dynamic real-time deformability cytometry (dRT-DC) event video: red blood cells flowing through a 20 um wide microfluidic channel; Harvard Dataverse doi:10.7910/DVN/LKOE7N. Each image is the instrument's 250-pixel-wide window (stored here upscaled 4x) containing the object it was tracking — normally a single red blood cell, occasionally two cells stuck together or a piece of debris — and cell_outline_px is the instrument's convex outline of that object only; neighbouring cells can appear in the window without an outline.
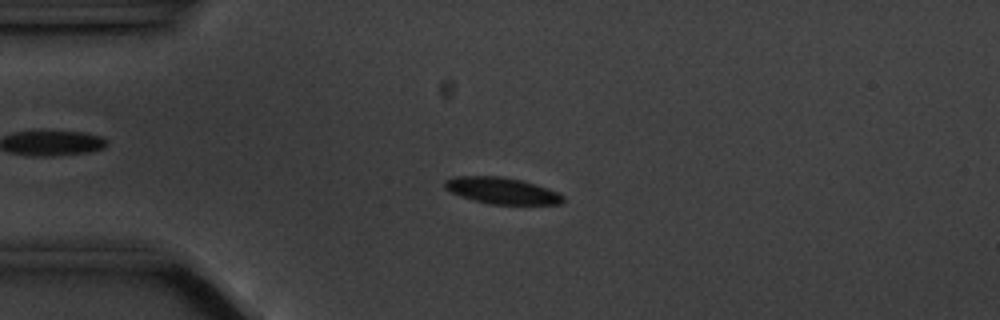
{"species": "common noctule bat (a hibernating species)", "species_latin": "Nyctalus noctula", "temperature_condition": "cold", "stored_images_in_passage": 56, "camera_frame_rate_fps": 3000, "um_per_image_px": 0.085, "animal": {"sex": "male", "body_mass_g": 20.1, "forearm_length_mm": 53.5}, "frame": {"image": 1, "passage_image": 13, "time_ms": 4.0, "image_size_px": [1000, 320], "cell_outline_px": [[564, 200], [560, 204], [488, 204], [460, 196], [444, 188], [444, 180], [452, 176], [500, 176], [520, 180], [556, 192], [564, 196]], "centroid_in_image_um": [42.58, 16.2], "position_along_channel_um": 42.4, "area_um2": 17.98}}
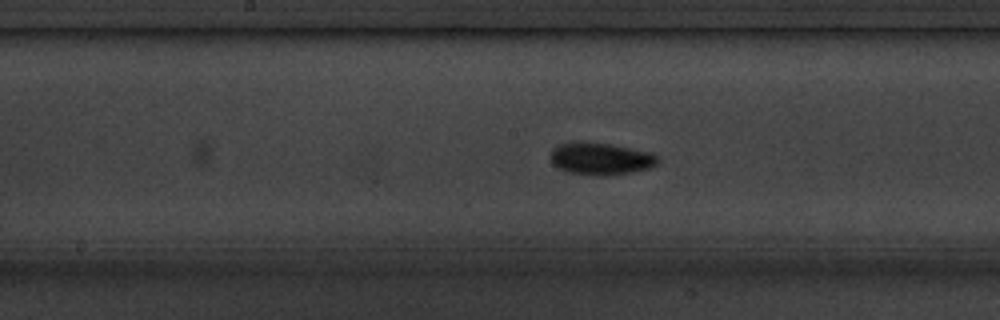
{"frame": {"image": 2, "passage_image": 28, "time_ms": 9.0, "image_size_px": [1000, 320], "cell_outline_px": [[660, 160], [656, 164], [648, 168], [632, 172], [608, 176], [596, 176], [568, 172], [556, 168], [552, 164], [548, 156], [552, 148], [568, 140], [580, 140], [612, 144], [652, 152], [660, 156]], "centroid_in_image_um": [51.01, 13.46], "position_along_channel_um": 197.2, "area_um2": 21.04}}
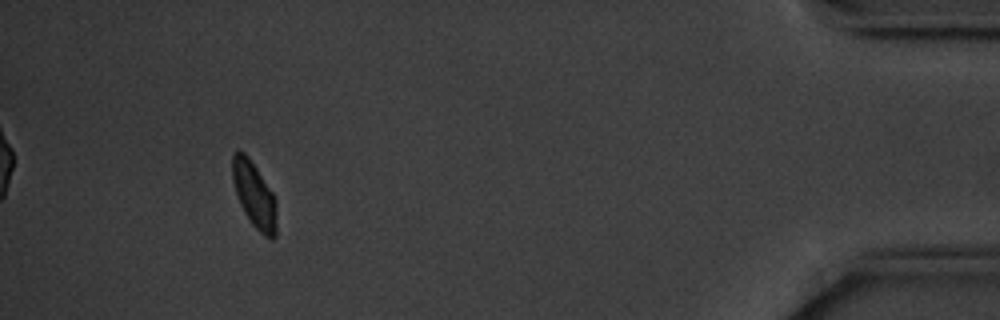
{"frame": {"image": 3, "passage_image": 52, "time_ms": 17.0, "image_size_px": [1000, 320], "cell_outline_px": [[276, 236], [272, 240], [264, 236], [252, 224], [244, 212], [240, 204], [232, 180], [232, 152], [240, 148], [248, 156], [272, 192], [276, 200]], "centroid_in_image_um": [21.6, 16.54], "position_along_channel_um": 413.6, "area_um2": 16.99}}